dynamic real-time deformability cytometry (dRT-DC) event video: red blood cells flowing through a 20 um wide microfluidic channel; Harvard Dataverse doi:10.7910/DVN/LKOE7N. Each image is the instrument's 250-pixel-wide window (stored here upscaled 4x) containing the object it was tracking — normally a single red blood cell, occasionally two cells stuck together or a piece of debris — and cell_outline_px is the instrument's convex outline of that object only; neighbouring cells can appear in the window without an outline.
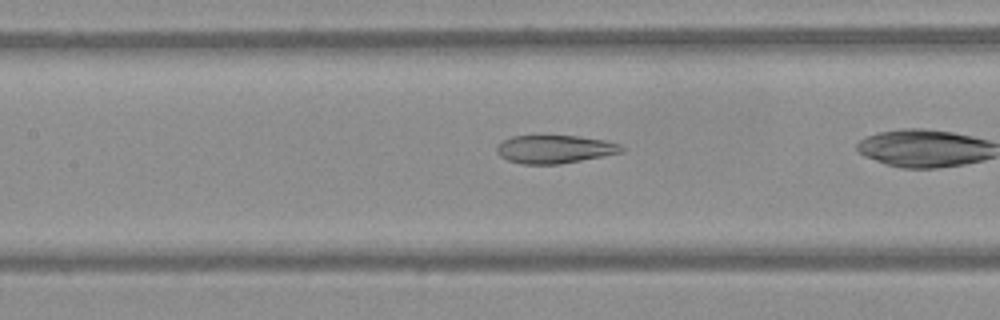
{"species": "Egyptian fruit bat (a non-hibernating species)", "species_latin": "Rousettus aegyptiacus", "temperature_condition": "warm", "stored_images_in_passage": 36, "camera_frame_rate_fps": 3000, "um_per_image_px": 0.085, "frame": {"image": 1, "passage_image": 16, "time_ms": 5.0, "image_size_px": [1000, 320], "cell_outline_px": [[624, 152], [604, 156], [560, 164], [524, 164], [508, 160], [500, 156], [496, 152], [496, 148], [504, 140], [512, 136], [580, 136], [604, 140], [620, 144], [624, 148]], "centroid_in_image_um": [47.18, 12.68], "position_along_channel_um": 160.2, "area_um2": 20.4}}